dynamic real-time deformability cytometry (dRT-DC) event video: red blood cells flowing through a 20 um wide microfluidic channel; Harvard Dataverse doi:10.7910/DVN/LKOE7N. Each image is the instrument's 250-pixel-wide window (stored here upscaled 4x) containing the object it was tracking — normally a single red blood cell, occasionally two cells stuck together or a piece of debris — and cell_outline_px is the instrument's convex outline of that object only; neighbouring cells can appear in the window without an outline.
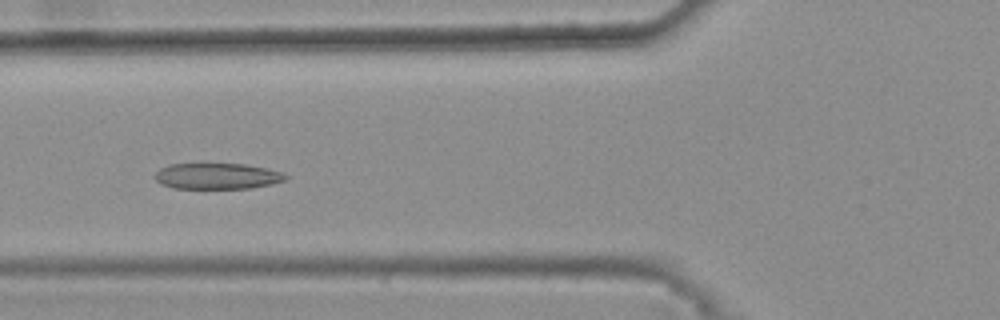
{"species": "common noctule bat (a hibernating species)", "species_latin": "Nyctalus noctula", "temperature_condition": "warm", "stored_images_in_passage": 44, "camera_frame_rate_fps": 3000, "um_per_image_px": 0.085, "animal": {"sex": "female", "body_mass_g": 25.1}, "frame": {"image": 1, "passage_image": 20, "time_ms": 6.333, "image_size_px": [1000, 320], "cell_outline_px": [[288, 176], [284, 180], [272, 184], [252, 188], [172, 188], [160, 184], [152, 176], [160, 168], [168, 164], [244, 164], [264, 168], [280, 172]], "centroid_in_image_um": [18.39, 14.97], "position_along_channel_um": 107.4, "area_um2": 19.71}}
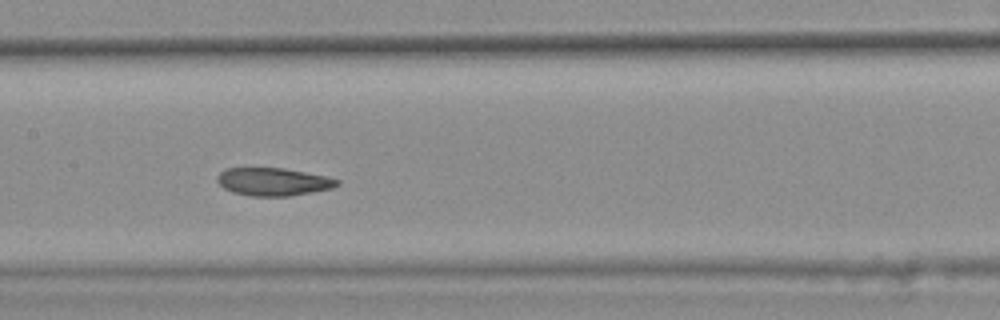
{"frame": {"image": 2, "passage_image": 26, "time_ms": 8.333, "image_size_px": [1000, 320], "cell_outline_px": [[340, 184], [332, 188], [312, 192], [288, 196], [248, 196], [232, 192], [224, 188], [216, 180], [216, 176], [224, 168], [284, 168], [324, 176], [340, 180]], "centroid_in_image_um": [23.19, 15.45], "position_along_channel_um": 184.2, "area_um2": 19.48}}
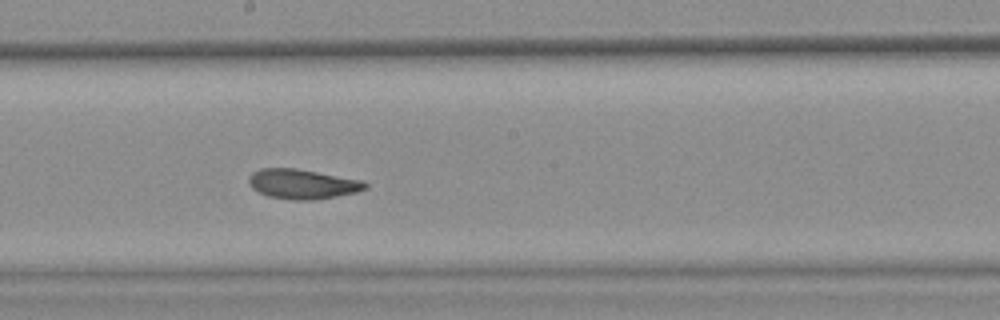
{"frame": {"image": 3, "passage_image": 29, "time_ms": 9.333, "image_size_px": [1000, 320], "cell_outline_px": [[368, 188], [356, 192], [336, 196], [312, 200], [292, 200], [268, 196], [252, 188], [248, 180], [248, 176], [252, 172], [260, 168], [296, 168], [364, 180], [368, 184]], "centroid_in_image_um": [25.72, 15.63], "position_along_channel_um": 222.5, "area_um2": 20.29}, "authors_computed_cell_mechanics": {"area_um2": 20.808, "velocity_mm_per_s": 3.8415, "shape_relaxation_time_tau1_ms": 9.2919, "shape_relaxation_time_tau2_ms": 2.2974, "deformation_change_tau1": 0.1776, "deformation_change_tau2": 0.0689}}